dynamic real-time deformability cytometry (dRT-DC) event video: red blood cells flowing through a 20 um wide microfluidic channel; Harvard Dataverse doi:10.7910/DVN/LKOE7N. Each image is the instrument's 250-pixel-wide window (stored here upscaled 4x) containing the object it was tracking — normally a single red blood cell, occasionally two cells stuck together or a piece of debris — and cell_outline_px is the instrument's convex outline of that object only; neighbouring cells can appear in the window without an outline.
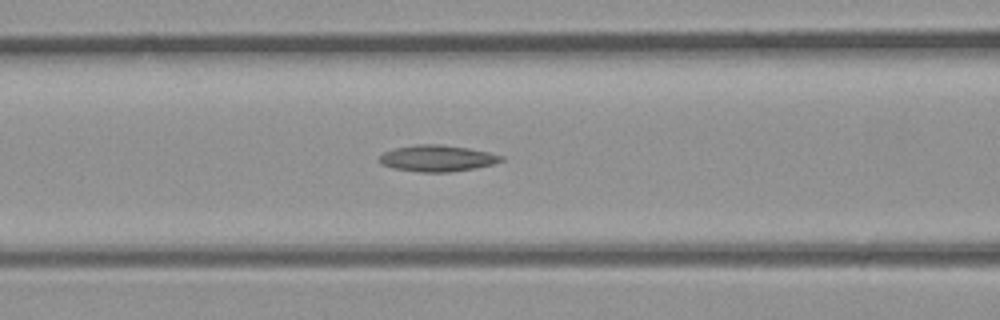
{"species": "common noctule bat (a hibernating species)", "species_latin": "Nyctalus noctula", "temperature_condition": "room temperature", "stored_images_in_passage": 4, "camera_frame_rate_fps": 3000, "um_per_image_px": 0.085, "animal": {"sex": "male", "body_mass_g": 23.1, "forearm_length_mm": 52.7}, "frame": {"image": 1, "passage_image": 4, "time_ms": 1.0, "image_size_px": [1000, 320], "cell_outline_px": [[504, 160], [492, 164], [476, 168], [452, 172], [420, 172], [392, 168], [380, 164], [376, 160], [384, 152], [396, 148], [416, 144], [440, 144], [468, 148], [488, 152], [504, 156]], "centroid_in_image_um": [37.14, 13.46], "position_along_channel_um": 129.5, "area_um2": 18.84}}